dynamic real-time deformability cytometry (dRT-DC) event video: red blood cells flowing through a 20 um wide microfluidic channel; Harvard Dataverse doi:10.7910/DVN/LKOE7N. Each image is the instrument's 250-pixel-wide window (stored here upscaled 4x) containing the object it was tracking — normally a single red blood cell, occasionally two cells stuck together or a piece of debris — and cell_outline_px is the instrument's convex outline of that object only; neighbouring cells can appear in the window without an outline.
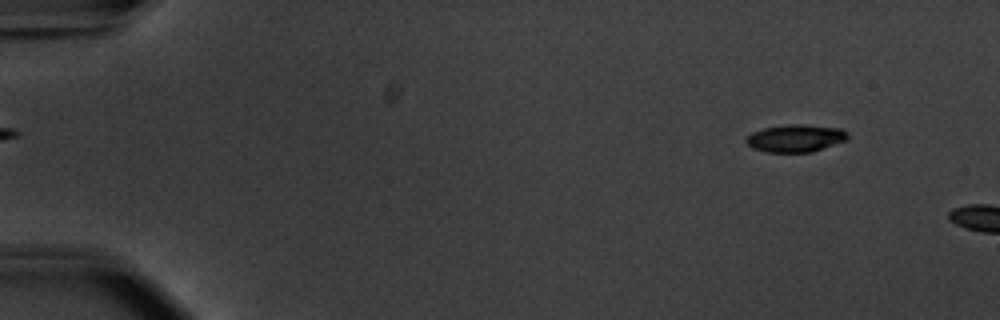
{"species": "common noctule bat (a hibernating species)", "species_latin": "Nyctalus noctula", "temperature_condition": "warm", "stored_images_in_passage": 5, "camera_frame_rate_fps": 3000, "um_per_image_px": 0.085, "animal": {"sex": "male", "body_mass_g": 20.1, "forearm_length_mm": 53.5}, "frame": {"image": 1, "passage_image": 1, "time_ms": 0.0, "image_size_px": [1000, 320], "cell_outline_px": [[848, 140], [812, 152], [768, 152], [752, 148], [744, 140], [752, 132], [764, 128], [788, 124], [804, 124], [840, 128], [848, 132]], "centroid_in_image_um": [67.65, 11.74], "position_along_channel_um": 17.4, "area_um2": 16.36}}